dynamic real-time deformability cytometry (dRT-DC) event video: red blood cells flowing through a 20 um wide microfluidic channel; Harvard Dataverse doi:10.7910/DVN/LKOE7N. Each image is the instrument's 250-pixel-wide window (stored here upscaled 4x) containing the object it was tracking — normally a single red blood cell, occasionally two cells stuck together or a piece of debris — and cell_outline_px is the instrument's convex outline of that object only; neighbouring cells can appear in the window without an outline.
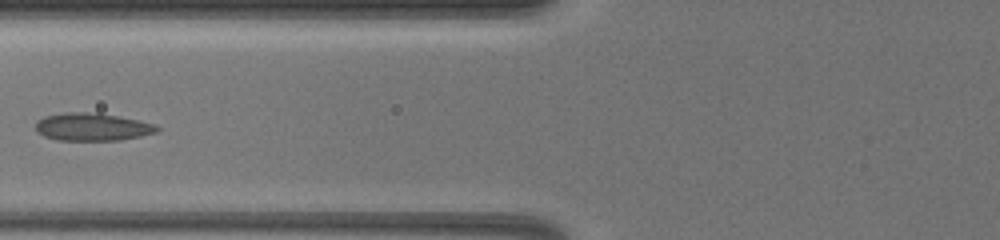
{"species": "common noctule bat (a hibernating species)", "species_latin": "Nyctalus noctula", "temperature_condition": "warm", "stored_images_in_passage": 18, "camera_frame_rate_fps": 3000, "um_per_image_px": 0.085, "animal": {"sex": "female", "body_mass_g": 19.5, "forearm_length_mm": 54.1}, "frame": {"image": 1, "passage_image": 8, "time_ms": 6.333, "image_size_px": [1000, 240], "cell_outline_px": [[160, 128], [156, 132], [140, 136], [120, 140], [56, 140], [44, 136], [36, 132], [36, 120], [44, 116], [64, 112], [96, 112], [120, 116], [156, 124]], "centroid_in_image_um": [7.82, 10.77], "position_along_channel_um": 118.0, "area_um2": 19.83}}
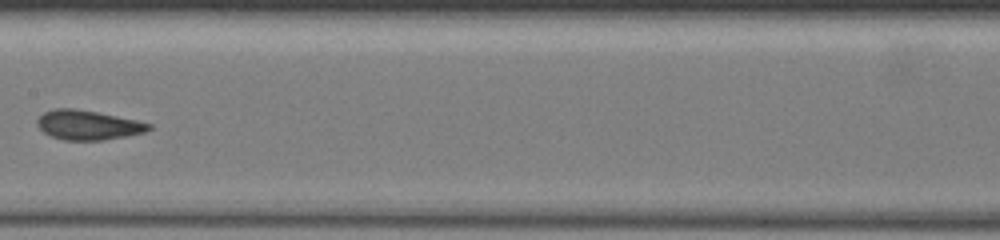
{"frame": {"image": 2, "passage_image": 10, "time_ms": 8.333, "image_size_px": [1000, 240], "cell_outline_px": [[152, 128], [144, 132], [128, 136], [104, 140], [64, 140], [52, 136], [44, 132], [36, 124], [36, 120], [44, 112], [56, 108], [72, 108], [96, 112], [136, 120], [152, 124]], "centroid_in_image_um": [7.48, 10.63], "position_along_channel_um": 199.9, "area_um2": 19.07}}
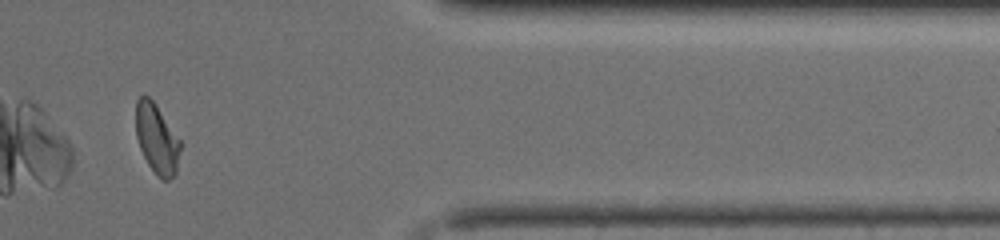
{"frame": {"image": 3, "passage_image": 16, "time_ms": 13.667, "image_size_px": [1000, 240], "cell_outline_px": [[180, 148], [176, 176], [168, 180], [160, 180], [156, 176], [148, 164], [140, 148], [136, 136], [136, 100], [140, 96], [148, 96], [156, 104], [180, 140]], "centroid_in_image_um": [13.33, 11.84], "position_along_channel_um": 398.1, "area_um2": 18.15}, "authors_computed_cell_mechanics": {"area_um2": 19.1029, "velocity_mm_per_s": 4.0967, "shape_relaxation_time_tau1_ms": 3.9588, "shape_relaxation_time_tau2_ms": 1.0729, "deformation_change_tau1": 0.1508, "deformation_change_tau2": 0.0889}}